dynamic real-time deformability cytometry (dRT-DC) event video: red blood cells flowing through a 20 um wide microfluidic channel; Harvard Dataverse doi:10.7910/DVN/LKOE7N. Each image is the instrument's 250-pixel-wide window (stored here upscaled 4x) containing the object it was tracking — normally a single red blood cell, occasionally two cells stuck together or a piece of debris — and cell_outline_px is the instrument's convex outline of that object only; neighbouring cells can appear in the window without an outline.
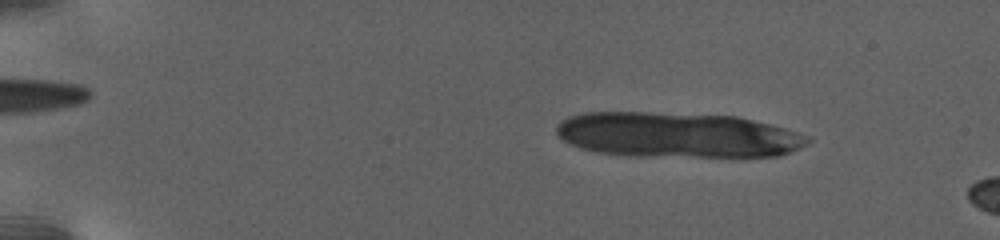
{"species": "human", "species_latin": "Homo sapiens", "temperature_condition": "warm", "stored_images_in_passage": 15, "camera_frame_rate_fps": 3000, "um_per_image_px": 0.085, "donor": {"sex": "female"}, "frame": {"image": 1, "passage_image": 9, "time_ms": 3.0, "image_size_px": [1000, 240], "cell_outline_px": [[812, 140], [808, 144], [800, 148], [780, 156], [636, 156], [596, 152], [580, 148], [564, 140], [556, 132], [556, 128], [568, 116], [584, 112], [648, 112], [736, 116], [800, 132], [808, 136]], "centroid_in_image_um": [57.6, 11.47], "position_along_channel_um": 27.4, "area_um2": 66.07}}